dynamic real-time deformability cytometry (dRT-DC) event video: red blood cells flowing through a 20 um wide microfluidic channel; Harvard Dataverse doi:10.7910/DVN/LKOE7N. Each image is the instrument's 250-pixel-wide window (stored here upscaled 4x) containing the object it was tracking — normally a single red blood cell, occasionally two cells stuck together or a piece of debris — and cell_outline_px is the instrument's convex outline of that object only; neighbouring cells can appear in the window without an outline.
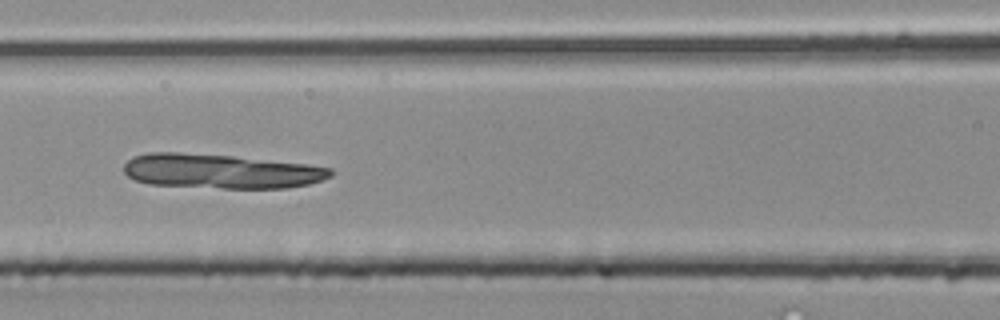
{"species": "common noctule bat (a hibernating species)", "species_latin": "Nyctalus noctula", "temperature_condition": "room temperature", "stored_images_in_passage": 42, "camera_frame_rate_fps": 3000, "um_per_image_px": 0.085, "animal": {"sex": "male", "body_mass_g": 20.4}, "frame": {"image": 1, "passage_image": 16, "time_ms": 5.0, "image_size_px": [1000, 320], "cell_outline_px": [[332, 176], [308, 184], [288, 188], [220, 188], [148, 184], [136, 180], [128, 176], [124, 172], [124, 164], [132, 156], [148, 152], [180, 152], [232, 156], [308, 164], [332, 168]], "centroid_in_image_um": [18.75, 14.55], "position_along_channel_um": 147.9, "area_um2": 41.62}}
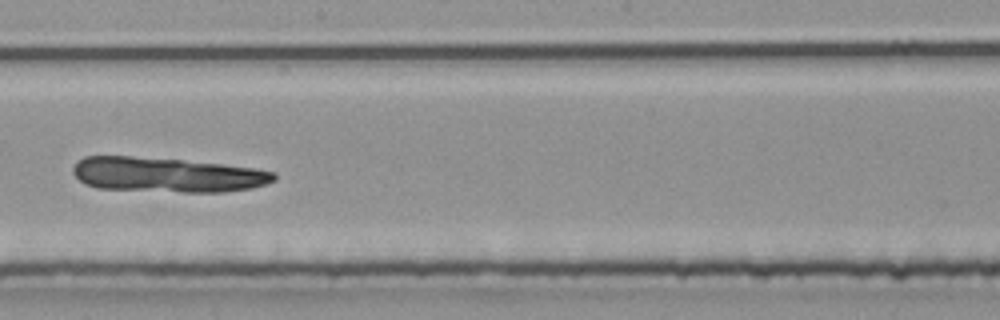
{"frame": {"image": 2, "passage_image": 22, "time_ms": 7.0, "image_size_px": [1000, 320], "cell_outline_px": [[276, 180], [252, 188], [224, 192], [180, 192], [96, 188], [84, 184], [72, 172], [72, 168], [76, 160], [84, 156], [132, 156], [184, 160], [224, 164], [256, 168], [276, 172]], "centroid_in_image_um": [14.19, 14.85], "position_along_channel_um": 234.0, "area_um2": 41.15}}
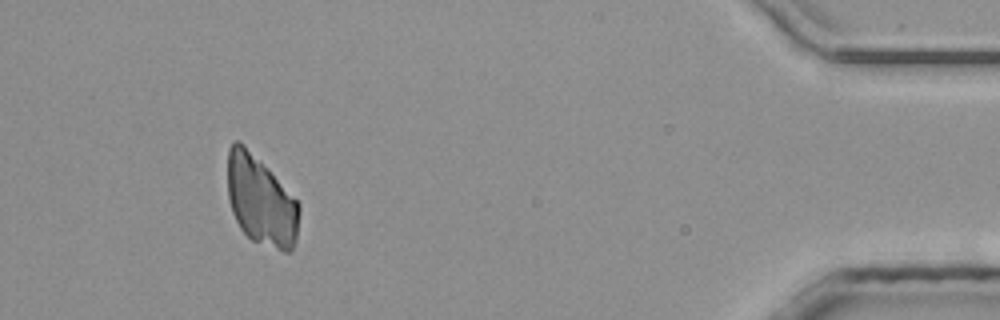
{"frame": {"image": 3, "passage_image": 39, "time_ms": 12.667, "image_size_px": [1000, 320], "cell_outline_px": [[300, 212], [296, 240], [292, 252], [284, 252], [252, 240], [240, 228], [232, 212], [228, 200], [228, 148], [236, 140], [240, 140], [260, 160], [300, 204]], "centroid_in_image_um": [22.18, 17.08], "position_along_channel_um": 413.0, "area_um2": 37.4}}